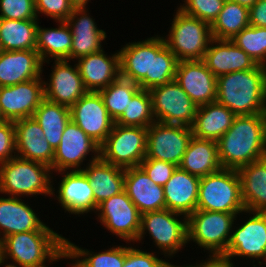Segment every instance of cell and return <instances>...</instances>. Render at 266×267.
I'll use <instances>...</instances> for the list:
<instances>
[{"label": "cell", "mask_w": 266, "mask_h": 267, "mask_svg": "<svg viewBox=\"0 0 266 267\" xmlns=\"http://www.w3.org/2000/svg\"><path fill=\"white\" fill-rule=\"evenodd\" d=\"M217 146L222 168L238 170L266 157V114L236 116Z\"/></svg>", "instance_id": "cell-1"}, {"label": "cell", "mask_w": 266, "mask_h": 267, "mask_svg": "<svg viewBox=\"0 0 266 267\" xmlns=\"http://www.w3.org/2000/svg\"><path fill=\"white\" fill-rule=\"evenodd\" d=\"M216 101L236 116L266 114V66L219 76Z\"/></svg>", "instance_id": "cell-2"}, {"label": "cell", "mask_w": 266, "mask_h": 267, "mask_svg": "<svg viewBox=\"0 0 266 267\" xmlns=\"http://www.w3.org/2000/svg\"><path fill=\"white\" fill-rule=\"evenodd\" d=\"M0 255L22 267H46L66 257V238L55 231H30L9 235L0 241Z\"/></svg>", "instance_id": "cell-3"}, {"label": "cell", "mask_w": 266, "mask_h": 267, "mask_svg": "<svg viewBox=\"0 0 266 267\" xmlns=\"http://www.w3.org/2000/svg\"><path fill=\"white\" fill-rule=\"evenodd\" d=\"M50 170L46 164L15 156L0 164V193L12 197L55 195Z\"/></svg>", "instance_id": "cell-4"}, {"label": "cell", "mask_w": 266, "mask_h": 267, "mask_svg": "<svg viewBox=\"0 0 266 267\" xmlns=\"http://www.w3.org/2000/svg\"><path fill=\"white\" fill-rule=\"evenodd\" d=\"M196 209L226 213L246 212L238 170L222 168L201 177Z\"/></svg>", "instance_id": "cell-5"}, {"label": "cell", "mask_w": 266, "mask_h": 267, "mask_svg": "<svg viewBox=\"0 0 266 267\" xmlns=\"http://www.w3.org/2000/svg\"><path fill=\"white\" fill-rule=\"evenodd\" d=\"M174 15L166 46L178 61L203 60L211 40V25L203 20L182 13Z\"/></svg>", "instance_id": "cell-6"}, {"label": "cell", "mask_w": 266, "mask_h": 267, "mask_svg": "<svg viewBox=\"0 0 266 267\" xmlns=\"http://www.w3.org/2000/svg\"><path fill=\"white\" fill-rule=\"evenodd\" d=\"M147 128L114 123L100 146V158L109 164L127 169L139 167L146 157Z\"/></svg>", "instance_id": "cell-7"}, {"label": "cell", "mask_w": 266, "mask_h": 267, "mask_svg": "<svg viewBox=\"0 0 266 267\" xmlns=\"http://www.w3.org/2000/svg\"><path fill=\"white\" fill-rule=\"evenodd\" d=\"M238 214L196 209L187 217L188 243L193 240L211 253H224Z\"/></svg>", "instance_id": "cell-8"}, {"label": "cell", "mask_w": 266, "mask_h": 267, "mask_svg": "<svg viewBox=\"0 0 266 267\" xmlns=\"http://www.w3.org/2000/svg\"><path fill=\"white\" fill-rule=\"evenodd\" d=\"M181 215L168 209L142 214L140 231L135 242L143 240L148 230L159 250L172 256L188 243L187 216L183 215V220L181 218L180 221L177 217Z\"/></svg>", "instance_id": "cell-9"}, {"label": "cell", "mask_w": 266, "mask_h": 267, "mask_svg": "<svg viewBox=\"0 0 266 267\" xmlns=\"http://www.w3.org/2000/svg\"><path fill=\"white\" fill-rule=\"evenodd\" d=\"M149 92L155 121L191 128L198 107L175 80Z\"/></svg>", "instance_id": "cell-10"}, {"label": "cell", "mask_w": 266, "mask_h": 267, "mask_svg": "<svg viewBox=\"0 0 266 267\" xmlns=\"http://www.w3.org/2000/svg\"><path fill=\"white\" fill-rule=\"evenodd\" d=\"M192 136L190 127L155 121L147 128L145 158L179 166Z\"/></svg>", "instance_id": "cell-11"}, {"label": "cell", "mask_w": 266, "mask_h": 267, "mask_svg": "<svg viewBox=\"0 0 266 267\" xmlns=\"http://www.w3.org/2000/svg\"><path fill=\"white\" fill-rule=\"evenodd\" d=\"M100 223L125 241H136L140 231L141 214L125 191L105 199L97 206Z\"/></svg>", "instance_id": "cell-12"}, {"label": "cell", "mask_w": 266, "mask_h": 267, "mask_svg": "<svg viewBox=\"0 0 266 267\" xmlns=\"http://www.w3.org/2000/svg\"><path fill=\"white\" fill-rule=\"evenodd\" d=\"M70 113L71 120L99 146L105 142L115 123L99 92H87L70 107Z\"/></svg>", "instance_id": "cell-13"}, {"label": "cell", "mask_w": 266, "mask_h": 267, "mask_svg": "<svg viewBox=\"0 0 266 267\" xmlns=\"http://www.w3.org/2000/svg\"><path fill=\"white\" fill-rule=\"evenodd\" d=\"M45 99L42 78L0 87V110L5 121L30 118Z\"/></svg>", "instance_id": "cell-14"}, {"label": "cell", "mask_w": 266, "mask_h": 267, "mask_svg": "<svg viewBox=\"0 0 266 267\" xmlns=\"http://www.w3.org/2000/svg\"><path fill=\"white\" fill-rule=\"evenodd\" d=\"M91 151L94 157H100V146L70 119L54 150L53 171L61 174L71 168L72 171L81 170L79 166Z\"/></svg>", "instance_id": "cell-15"}, {"label": "cell", "mask_w": 266, "mask_h": 267, "mask_svg": "<svg viewBox=\"0 0 266 267\" xmlns=\"http://www.w3.org/2000/svg\"><path fill=\"white\" fill-rule=\"evenodd\" d=\"M175 81L197 107L216 101L217 78L203 60L178 61Z\"/></svg>", "instance_id": "cell-16"}, {"label": "cell", "mask_w": 266, "mask_h": 267, "mask_svg": "<svg viewBox=\"0 0 266 267\" xmlns=\"http://www.w3.org/2000/svg\"><path fill=\"white\" fill-rule=\"evenodd\" d=\"M252 217L231 232V238L223 253L231 258L247 257L266 261V212H250ZM233 233V234H232Z\"/></svg>", "instance_id": "cell-17"}, {"label": "cell", "mask_w": 266, "mask_h": 267, "mask_svg": "<svg viewBox=\"0 0 266 267\" xmlns=\"http://www.w3.org/2000/svg\"><path fill=\"white\" fill-rule=\"evenodd\" d=\"M69 60H55L50 81H44L45 99L66 107H71L88 91L80 76L77 65L73 67Z\"/></svg>", "instance_id": "cell-18"}, {"label": "cell", "mask_w": 266, "mask_h": 267, "mask_svg": "<svg viewBox=\"0 0 266 267\" xmlns=\"http://www.w3.org/2000/svg\"><path fill=\"white\" fill-rule=\"evenodd\" d=\"M14 128L16 156L46 164L53 171L54 149L44 139L43 130L33 117L14 121Z\"/></svg>", "instance_id": "cell-19"}, {"label": "cell", "mask_w": 266, "mask_h": 267, "mask_svg": "<svg viewBox=\"0 0 266 267\" xmlns=\"http://www.w3.org/2000/svg\"><path fill=\"white\" fill-rule=\"evenodd\" d=\"M102 50L81 57L77 67L88 92H99L120 77L119 51L112 57Z\"/></svg>", "instance_id": "cell-20"}, {"label": "cell", "mask_w": 266, "mask_h": 267, "mask_svg": "<svg viewBox=\"0 0 266 267\" xmlns=\"http://www.w3.org/2000/svg\"><path fill=\"white\" fill-rule=\"evenodd\" d=\"M67 172V173H66ZM64 171L56 195L65 212L79 215L97 210L93 188L82 170ZM66 173V174H65Z\"/></svg>", "instance_id": "cell-21"}, {"label": "cell", "mask_w": 266, "mask_h": 267, "mask_svg": "<svg viewBox=\"0 0 266 267\" xmlns=\"http://www.w3.org/2000/svg\"><path fill=\"white\" fill-rule=\"evenodd\" d=\"M124 191L141 215L166 209L163 186L155 184L140 167L125 169Z\"/></svg>", "instance_id": "cell-22"}, {"label": "cell", "mask_w": 266, "mask_h": 267, "mask_svg": "<svg viewBox=\"0 0 266 267\" xmlns=\"http://www.w3.org/2000/svg\"><path fill=\"white\" fill-rule=\"evenodd\" d=\"M210 44L205 52L203 61L216 78L231 72L253 69L257 65L256 62L232 40L213 38Z\"/></svg>", "instance_id": "cell-23"}, {"label": "cell", "mask_w": 266, "mask_h": 267, "mask_svg": "<svg viewBox=\"0 0 266 267\" xmlns=\"http://www.w3.org/2000/svg\"><path fill=\"white\" fill-rule=\"evenodd\" d=\"M42 68L37 50H3L0 54V87L40 78Z\"/></svg>", "instance_id": "cell-24"}, {"label": "cell", "mask_w": 266, "mask_h": 267, "mask_svg": "<svg viewBox=\"0 0 266 267\" xmlns=\"http://www.w3.org/2000/svg\"><path fill=\"white\" fill-rule=\"evenodd\" d=\"M0 198V241L16 233L53 231L46 226L32 208L19 197ZM3 231V232H2ZM3 233V234H1Z\"/></svg>", "instance_id": "cell-25"}, {"label": "cell", "mask_w": 266, "mask_h": 267, "mask_svg": "<svg viewBox=\"0 0 266 267\" xmlns=\"http://www.w3.org/2000/svg\"><path fill=\"white\" fill-rule=\"evenodd\" d=\"M86 12V8H75L66 20L72 33L70 60L79 59L103 49L101 41L105 40L106 32L98 29L95 21Z\"/></svg>", "instance_id": "cell-26"}, {"label": "cell", "mask_w": 266, "mask_h": 267, "mask_svg": "<svg viewBox=\"0 0 266 267\" xmlns=\"http://www.w3.org/2000/svg\"><path fill=\"white\" fill-rule=\"evenodd\" d=\"M200 178L177 167L163 186L166 209L185 216L197 207Z\"/></svg>", "instance_id": "cell-27"}, {"label": "cell", "mask_w": 266, "mask_h": 267, "mask_svg": "<svg viewBox=\"0 0 266 267\" xmlns=\"http://www.w3.org/2000/svg\"><path fill=\"white\" fill-rule=\"evenodd\" d=\"M93 188L95 205L124 191L125 169L92 157L86 168L81 169Z\"/></svg>", "instance_id": "cell-28"}, {"label": "cell", "mask_w": 266, "mask_h": 267, "mask_svg": "<svg viewBox=\"0 0 266 267\" xmlns=\"http://www.w3.org/2000/svg\"><path fill=\"white\" fill-rule=\"evenodd\" d=\"M120 76L146 90V76H151L152 37L126 44L119 51Z\"/></svg>", "instance_id": "cell-29"}, {"label": "cell", "mask_w": 266, "mask_h": 267, "mask_svg": "<svg viewBox=\"0 0 266 267\" xmlns=\"http://www.w3.org/2000/svg\"><path fill=\"white\" fill-rule=\"evenodd\" d=\"M236 115L217 101L199 106L191 126L192 135L198 139L218 141L232 126Z\"/></svg>", "instance_id": "cell-30"}, {"label": "cell", "mask_w": 266, "mask_h": 267, "mask_svg": "<svg viewBox=\"0 0 266 267\" xmlns=\"http://www.w3.org/2000/svg\"><path fill=\"white\" fill-rule=\"evenodd\" d=\"M241 197L249 212H266V157L238 169Z\"/></svg>", "instance_id": "cell-31"}, {"label": "cell", "mask_w": 266, "mask_h": 267, "mask_svg": "<svg viewBox=\"0 0 266 267\" xmlns=\"http://www.w3.org/2000/svg\"><path fill=\"white\" fill-rule=\"evenodd\" d=\"M178 167L199 178L219 171L222 166L217 141L192 136Z\"/></svg>", "instance_id": "cell-32"}, {"label": "cell", "mask_w": 266, "mask_h": 267, "mask_svg": "<svg viewBox=\"0 0 266 267\" xmlns=\"http://www.w3.org/2000/svg\"><path fill=\"white\" fill-rule=\"evenodd\" d=\"M58 28L37 27L36 50L43 63L51 57L55 60H69L72 33L66 21H58ZM49 56V57H48Z\"/></svg>", "instance_id": "cell-33"}, {"label": "cell", "mask_w": 266, "mask_h": 267, "mask_svg": "<svg viewBox=\"0 0 266 267\" xmlns=\"http://www.w3.org/2000/svg\"><path fill=\"white\" fill-rule=\"evenodd\" d=\"M32 117L41 126L44 139L55 150L71 119L70 108L44 99Z\"/></svg>", "instance_id": "cell-34"}, {"label": "cell", "mask_w": 266, "mask_h": 267, "mask_svg": "<svg viewBox=\"0 0 266 267\" xmlns=\"http://www.w3.org/2000/svg\"><path fill=\"white\" fill-rule=\"evenodd\" d=\"M38 19L0 18V44L5 51L36 50Z\"/></svg>", "instance_id": "cell-35"}, {"label": "cell", "mask_w": 266, "mask_h": 267, "mask_svg": "<svg viewBox=\"0 0 266 267\" xmlns=\"http://www.w3.org/2000/svg\"><path fill=\"white\" fill-rule=\"evenodd\" d=\"M178 60L166 46L164 37H152L151 76H146V90L175 80Z\"/></svg>", "instance_id": "cell-36"}, {"label": "cell", "mask_w": 266, "mask_h": 267, "mask_svg": "<svg viewBox=\"0 0 266 267\" xmlns=\"http://www.w3.org/2000/svg\"><path fill=\"white\" fill-rule=\"evenodd\" d=\"M249 26V9L231 0H225L217 19L211 25L214 39L231 40Z\"/></svg>", "instance_id": "cell-37"}, {"label": "cell", "mask_w": 266, "mask_h": 267, "mask_svg": "<svg viewBox=\"0 0 266 267\" xmlns=\"http://www.w3.org/2000/svg\"><path fill=\"white\" fill-rule=\"evenodd\" d=\"M125 256L126 247L124 246L112 247L109 250L94 253L87 249L83 250L66 239V257L72 260L77 259L71 267H122Z\"/></svg>", "instance_id": "cell-38"}, {"label": "cell", "mask_w": 266, "mask_h": 267, "mask_svg": "<svg viewBox=\"0 0 266 267\" xmlns=\"http://www.w3.org/2000/svg\"><path fill=\"white\" fill-rule=\"evenodd\" d=\"M140 86L121 76L99 91L111 119L116 122L124 113Z\"/></svg>", "instance_id": "cell-39"}, {"label": "cell", "mask_w": 266, "mask_h": 267, "mask_svg": "<svg viewBox=\"0 0 266 267\" xmlns=\"http://www.w3.org/2000/svg\"><path fill=\"white\" fill-rule=\"evenodd\" d=\"M153 122H155V118L152 111L150 92L145 89H139L115 124L148 128Z\"/></svg>", "instance_id": "cell-40"}, {"label": "cell", "mask_w": 266, "mask_h": 267, "mask_svg": "<svg viewBox=\"0 0 266 267\" xmlns=\"http://www.w3.org/2000/svg\"><path fill=\"white\" fill-rule=\"evenodd\" d=\"M258 65L266 66V27L247 26L231 39Z\"/></svg>", "instance_id": "cell-41"}, {"label": "cell", "mask_w": 266, "mask_h": 267, "mask_svg": "<svg viewBox=\"0 0 266 267\" xmlns=\"http://www.w3.org/2000/svg\"><path fill=\"white\" fill-rule=\"evenodd\" d=\"M178 8L182 13L205 21L209 25L217 19L225 0H185Z\"/></svg>", "instance_id": "cell-42"}, {"label": "cell", "mask_w": 266, "mask_h": 267, "mask_svg": "<svg viewBox=\"0 0 266 267\" xmlns=\"http://www.w3.org/2000/svg\"><path fill=\"white\" fill-rule=\"evenodd\" d=\"M0 18L10 20L37 19L35 0H0Z\"/></svg>", "instance_id": "cell-43"}, {"label": "cell", "mask_w": 266, "mask_h": 267, "mask_svg": "<svg viewBox=\"0 0 266 267\" xmlns=\"http://www.w3.org/2000/svg\"><path fill=\"white\" fill-rule=\"evenodd\" d=\"M139 167L155 184L164 186L178 166L165 161L145 158Z\"/></svg>", "instance_id": "cell-44"}, {"label": "cell", "mask_w": 266, "mask_h": 267, "mask_svg": "<svg viewBox=\"0 0 266 267\" xmlns=\"http://www.w3.org/2000/svg\"><path fill=\"white\" fill-rule=\"evenodd\" d=\"M73 10L69 0H35L37 17L44 13L55 21H66Z\"/></svg>", "instance_id": "cell-45"}, {"label": "cell", "mask_w": 266, "mask_h": 267, "mask_svg": "<svg viewBox=\"0 0 266 267\" xmlns=\"http://www.w3.org/2000/svg\"><path fill=\"white\" fill-rule=\"evenodd\" d=\"M166 261L133 247H126V256L122 267H163Z\"/></svg>", "instance_id": "cell-46"}, {"label": "cell", "mask_w": 266, "mask_h": 267, "mask_svg": "<svg viewBox=\"0 0 266 267\" xmlns=\"http://www.w3.org/2000/svg\"><path fill=\"white\" fill-rule=\"evenodd\" d=\"M15 128L13 121L0 123V164L16 156ZM14 153V155H12Z\"/></svg>", "instance_id": "cell-47"}, {"label": "cell", "mask_w": 266, "mask_h": 267, "mask_svg": "<svg viewBox=\"0 0 266 267\" xmlns=\"http://www.w3.org/2000/svg\"><path fill=\"white\" fill-rule=\"evenodd\" d=\"M249 25L266 27V0H257L249 8Z\"/></svg>", "instance_id": "cell-48"}, {"label": "cell", "mask_w": 266, "mask_h": 267, "mask_svg": "<svg viewBox=\"0 0 266 267\" xmlns=\"http://www.w3.org/2000/svg\"><path fill=\"white\" fill-rule=\"evenodd\" d=\"M207 261L201 262L199 265L193 267H234L233 263L231 262L232 259L230 256L225 255L223 253H212L209 255Z\"/></svg>", "instance_id": "cell-49"}, {"label": "cell", "mask_w": 266, "mask_h": 267, "mask_svg": "<svg viewBox=\"0 0 266 267\" xmlns=\"http://www.w3.org/2000/svg\"><path fill=\"white\" fill-rule=\"evenodd\" d=\"M89 0H69L71 6L75 8H86Z\"/></svg>", "instance_id": "cell-50"}, {"label": "cell", "mask_w": 266, "mask_h": 267, "mask_svg": "<svg viewBox=\"0 0 266 267\" xmlns=\"http://www.w3.org/2000/svg\"><path fill=\"white\" fill-rule=\"evenodd\" d=\"M233 2H236L242 6L247 7L248 9L252 7V5L257 1V0H231Z\"/></svg>", "instance_id": "cell-51"}, {"label": "cell", "mask_w": 266, "mask_h": 267, "mask_svg": "<svg viewBox=\"0 0 266 267\" xmlns=\"http://www.w3.org/2000/svg\"><path fill=\"white\" fill-rule=\"evenodd\" d=\"M163 267H193V265H189V266H176V265H172L169 262H165Z\"/></svg>", "instance_id": "cell-52"}, {"label": "cell", "mask_w": 266, "mask_h": 267, "mask_svg": "<svg viewBox=\"0 0 266 267\" xmlns=\"http://www.w3.org/2000/svg\"><path fill=\"white\" fill-rule=\"evenodd\" d=\"M5 267H18L17 263L13 262V263H9L6 265H4ZM19 267H22V266H19Z\"/></svg>", "instance_id": "cell-53"}, {"label": "cell", "mask_w": 266, "mask_h": 267, "mask_svg": "<svg viewBox=\"0 0 266 267\" xmlns=\"http://www.w3.org/2000/svg\"><path fill=\"white\" fill-rule=\"evenodd\" d=\"M3 121H5V120H4L3 115L1 113V110H0V123L3 122Z\"/></svg>", "instance_id": "cell-54"}, {"label": "cell", "mask_w": 266, "mask_h": 267, "mask_svg": "<svg viewBox=\"0 0 266 267\" xmlns=\"http://www.w3.org/2000/svg\"><path fill=\"white\" fill-rule=\"evenodd\" d=\"M3 52V49H2V47H1V44H0V54Z\"/></svg>", "instance_id": "cell-55"}]
</instances>
